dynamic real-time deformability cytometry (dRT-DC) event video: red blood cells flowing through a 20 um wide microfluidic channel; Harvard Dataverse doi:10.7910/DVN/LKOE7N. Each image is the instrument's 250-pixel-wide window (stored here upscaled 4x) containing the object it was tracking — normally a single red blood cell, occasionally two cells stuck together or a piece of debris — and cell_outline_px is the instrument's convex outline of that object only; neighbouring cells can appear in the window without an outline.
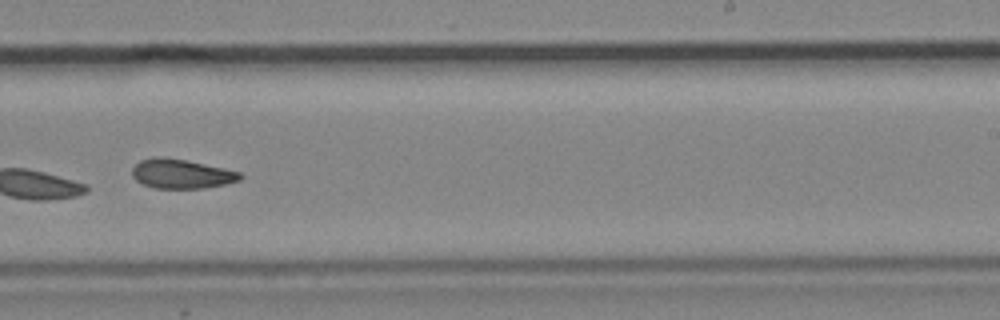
{"species": "common noctule bat (a hibernating species)", "species_latin": "Nyctalus noctula", "temperature_condition": "cold", "stored_images_in_passage": 10, "camera_frame_rate_fps": 3000, "um_per_image_px": 0.085, "animal": {"sex": "male", "body_mass_g": 19.2, "forearm_length_mm": 51.8}, "frame": {"image": 1, "passage_image": 9, "time_ms": 2.667, "image_size_px": [1000, 320], "cell_outline_px": [[244, 176], [240, 180], [224, 184], [204, 188], [156, 188], [144, 184], [136, 180], [132, 176], [132, 168], [140, 160], [156, 156], [164, 156], [224, 168], [240, 172]], "centroid_in_image_um": [15.41, 14.77], "position_along_channel_um": 273.6, "area_um2": 18.38}}